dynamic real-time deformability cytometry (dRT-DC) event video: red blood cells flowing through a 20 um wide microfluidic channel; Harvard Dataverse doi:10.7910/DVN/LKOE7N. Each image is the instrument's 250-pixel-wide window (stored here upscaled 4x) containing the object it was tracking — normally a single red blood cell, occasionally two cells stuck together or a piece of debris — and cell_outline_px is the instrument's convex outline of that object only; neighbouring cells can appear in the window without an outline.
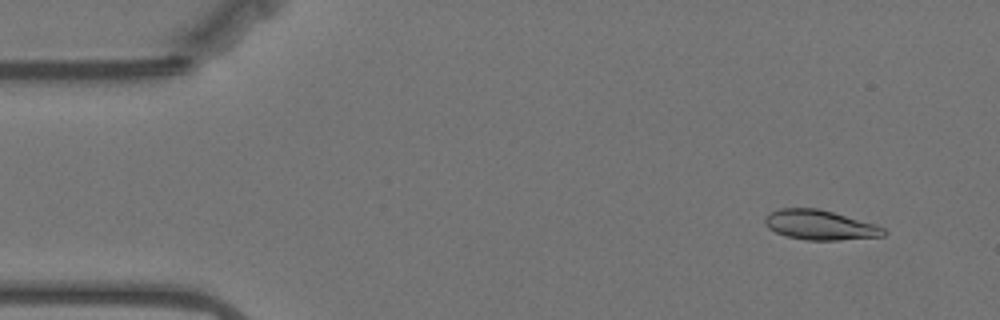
{"species": "Egyptian fruit bat (a non-hibernating species)", "species_latin": "Rousettus aegyptiacus", "temperature_condition": "warm", "stored_images_in_passage": 10, "camera_frame_rate_fps": 3000, "um_per_image_px": 0.085, "animal": {"sex": "female"}, "frame": {"image": 1, "passage_image": 5, "time_ms": 1.333, "image_size_px": [1000, 320], "cell_outline_px": [[888, 232], [884, 236], [840, 240], [804, 240], [788, 236], [776, 232], [768, 228], [764, 224], [764, 216], [768, 212], [780, 208], [816, 208], [832, 212], [876, 224], [884, 228]], "centroid_in_image_um": [69.68, 19.12], "position_along_channel_um": 15.3, "area_um2": 20.69}}